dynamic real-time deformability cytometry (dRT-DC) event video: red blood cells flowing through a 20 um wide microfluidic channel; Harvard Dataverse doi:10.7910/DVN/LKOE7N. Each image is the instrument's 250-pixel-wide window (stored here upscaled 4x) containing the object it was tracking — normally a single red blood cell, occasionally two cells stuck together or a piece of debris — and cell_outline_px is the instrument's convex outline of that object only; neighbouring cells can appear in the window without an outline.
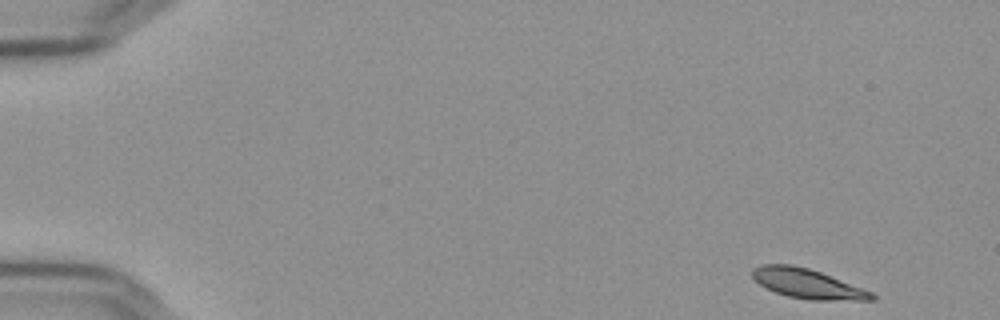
{"species": "Egyptian fruit bat (a non-hibernating species)", "species_latin": "Rousettus aegyptiacus", "temperature_condition": "cold", "stored_images_in_passage": 53, "camera_frame_rate_fps": 3000, "um_per_image_px": 0.085, "frame": {"image": 1, "passage_image": 1, "time_ms": 0.0, "image_size_px": [1000, 320], "cell_outline_px": [[876, 300], [808, 300], [788, 296], [776, 292], [760, 284], [752, 276], [752, 268], [760, 264], [792, 264], [808, 268], [820, 272], [872, 292], [876, 296]], "centroid_in_image_um": [68.62, 24.11], "position_along_channel_um": 16.4, "area_um2": 20.4}}
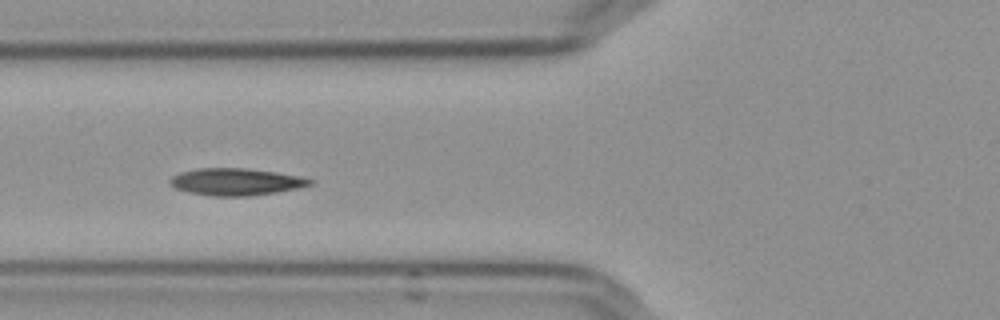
{"frame": {"image": 2, "passage_image": 19, "time_ms": 6.0, "image_size_px": [1000, 320], "cell_outline_px": [[316, 180], [312, 184], [296, 188], [276, 192], [248, 196], [212, 196], [188, 192], [176, 188], [168, 184], [168, 180], [172, 176], [180, 172], [196, 168], [244, 168], [276, 172], [300, 176]], "centroid_in_image_um": [20.02, 15.45], "position_along_channel_um": 105.8, "area_um2": 22.14}}
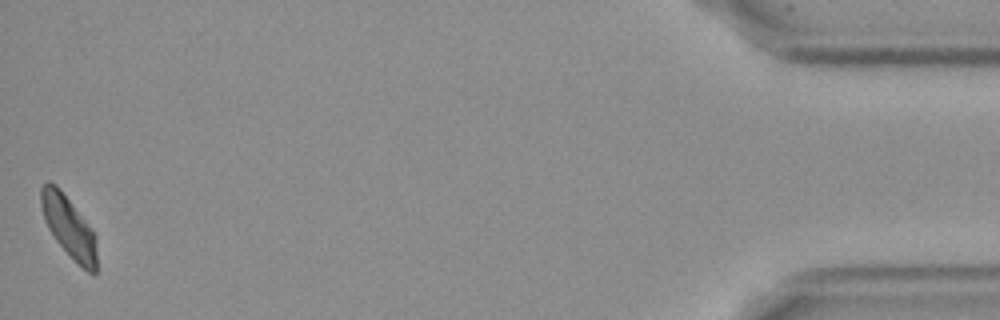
{"frame": {"image": 3, "passage_image": 53, "time_ms": 17.333, "image_size_px": [1000, 320], "cell_outline_px": [[96, 272], [88, 272], [56, 240], [48, 228], [44, 220], [40, 204], [40, 188], [48, 180], [56, 184], [92, 228], [96, 236]], "centroid_in_image_um": [5.82, 19.21], "position_along_channel_um": 429.4, "area_um2": 19.59}, "authors_computed_cell_mechanics": {"area_um2": 20.9814, "velocity_mm_per_s": 3.6029, "shape_relaxation_time_tau1_ms": null, "shape_relaxation_time_tau2_ms": 3.4802, "deformation_change_tau1": null, "deformation_change_tau2": 0.0586}}